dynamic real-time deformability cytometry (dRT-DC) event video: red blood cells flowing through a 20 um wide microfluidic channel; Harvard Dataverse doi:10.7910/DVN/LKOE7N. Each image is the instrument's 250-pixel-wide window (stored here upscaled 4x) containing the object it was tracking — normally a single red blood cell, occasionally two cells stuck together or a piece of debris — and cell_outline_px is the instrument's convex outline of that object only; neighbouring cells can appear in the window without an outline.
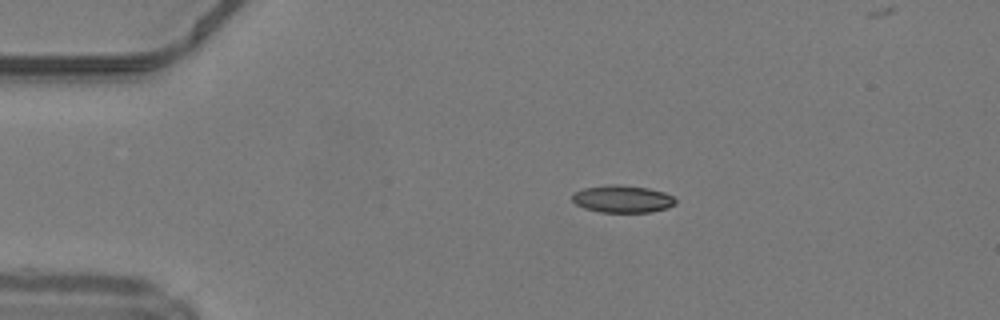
{"species": "common noctule bat (a hibernating species)", "species_latin": "Nyctalus noctula", "temperature_condition": "warm", "stored_images_in_passage": 40, "camera_frame_rate_fps": 3000, "um_per_image_px": 0.085, "animal": {"sex": "male", "body_mass_g": 19.2, "forearm_length_mm": 51.8}, "frame": {"image": 1, "passage_image": 1, "time_ms": 0.0, "image_size_px": [1000, 320], "cell_outline_px": [[676, 204], [668, 208], [652, 212], [600, 212], [584, 208], [576, 204], [572, 200], [572, 192], [584, 188], [604, 184], [616, 184], [648, 188], [664, 192], [672, 196], [676, 200]], "centroid_in_image_um": [52.89, 16.91], "position_along_channel_um": 32.1, "area_um2": 16.65}}
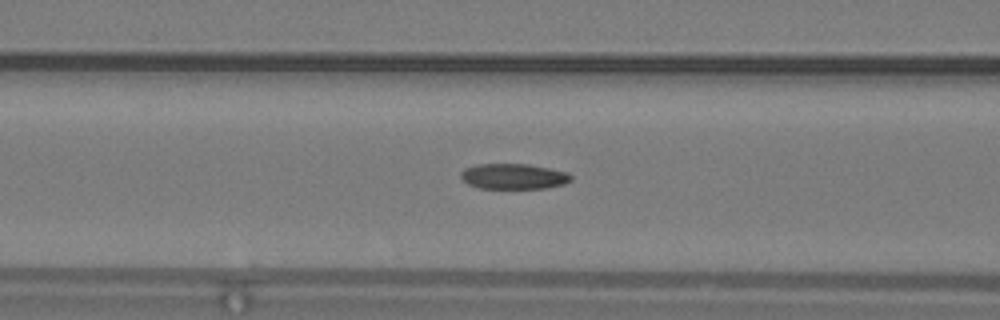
{"frame": {"image": 2, "passage_image": 11, "time_ms": 3.333, "image_size_px": [1000, 320], "cell_outline_px": [[572, 180], [564, 184], [544, 188], [480, 188], [468, 184], [460, 176], [460, 172], [464, 168], [476, 164], [528, 164], [568, 172], [572, 176]], "centroid_in_image_um": [43.65, 14.98], "position_along_channel_um": 123.0, "area_um2": 16.36}}
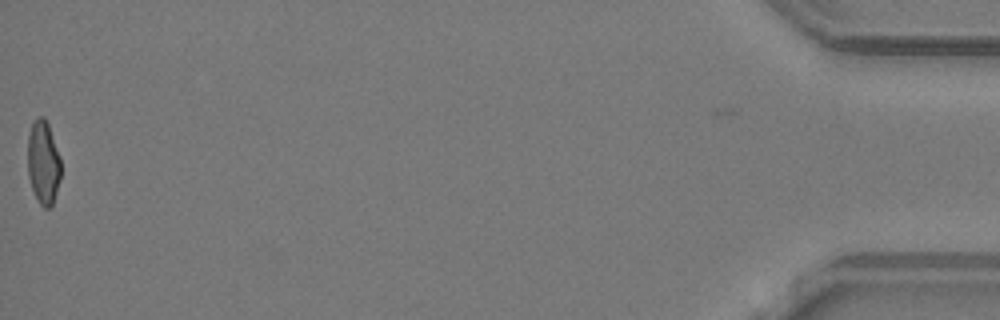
{"frame": {"image": 3, "passage_image": 40, "time_ms": 13.0, "image_size_px": [1000, 320], "cell_outline_px": [[60, 180], [52, 204], [48, 208], [44, 208], [40, 204], [32, 188], [28, 176], [28, 136], [32, 124], [36, 116], [44, 116], [48, 124], [60, 156]], "centroid_in_image_um": [3.67, 13.78], "position_along_channel_um": 431.5, "area_um2": 16.07}, "authors_computed_cell_mechanics": {"area_um2": 16.9643, "velocity_mm_per_s": 4.2432, "shape_relaxation_time_tau1_ms": null, "shape_relaxation_time_tau2_ms": 2.3253, "deformation_change_tau1": null, "deformation_change_tau2": 0.0861}}